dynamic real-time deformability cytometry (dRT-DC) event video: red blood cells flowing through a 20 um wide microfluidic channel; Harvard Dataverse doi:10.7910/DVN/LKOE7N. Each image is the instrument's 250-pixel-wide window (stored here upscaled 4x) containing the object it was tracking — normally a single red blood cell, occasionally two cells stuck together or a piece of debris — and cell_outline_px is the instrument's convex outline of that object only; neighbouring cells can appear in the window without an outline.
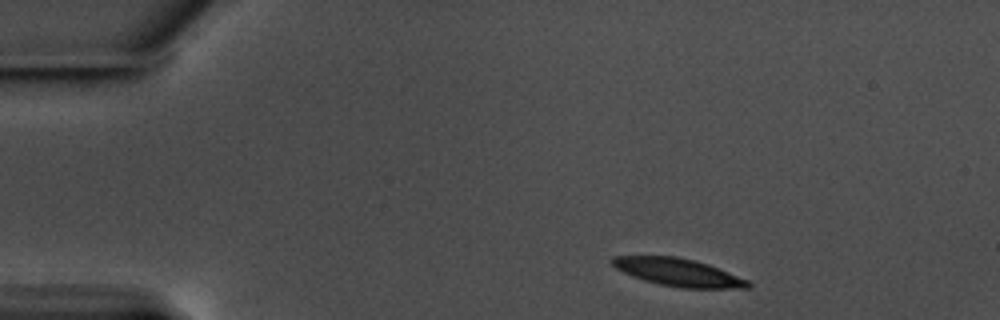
{"species": "common noctule bat (a hibernating species)", "species_latin": "Nyctalus noctula", "temperature_condition": "warm", "stored_images_in_passage": 3, "camera_frame_rate_fps": 3000, "um_per_image_px": 0.085, "animal": {"sex": "male", "body_mass_g": 17.5, "forearm_length_mm": 52.3}, "frame": {"image": 1, "passage_image": 1, "time_ms": 0.0, "image_size_px": [1000, 320], "cell_outline_px": [[752, 284], [748, 288], [680, 288], [660, 284], [644, 280], [632, 276], [616, 268], [612, 264], [612, 256], [676, 256], [708, 264], [748, 280]], "centroid_in_image_um": [57.65, 23.15], "position_along_channel_um": 27.3, "area_um2": 21.68}}